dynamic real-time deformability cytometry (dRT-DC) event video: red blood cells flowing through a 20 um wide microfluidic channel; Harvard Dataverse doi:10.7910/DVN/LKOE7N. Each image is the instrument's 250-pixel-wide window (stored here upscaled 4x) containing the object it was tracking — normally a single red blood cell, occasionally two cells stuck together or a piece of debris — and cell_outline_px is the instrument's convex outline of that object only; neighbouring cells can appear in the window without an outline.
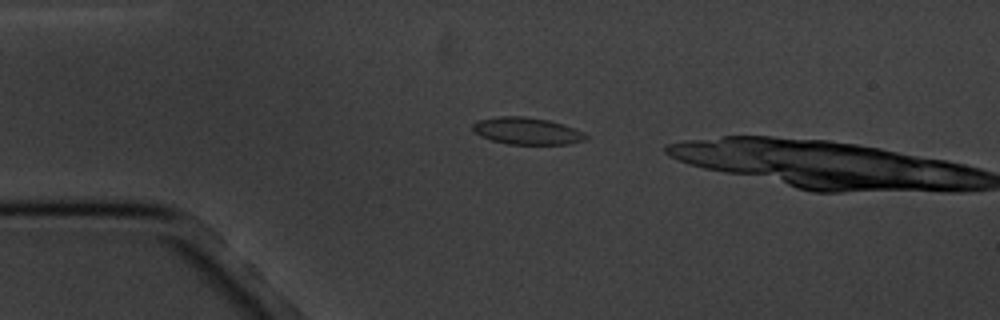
{"species": "common noctule bat (a hibernating species)", "species_latin": "Nyctalus noctula", "temperature_condition": "cold", "stored_images_in_passage": 2, "camera_frame_rate_fps": 3000, "um_per_image_px": 0.085, "animal": {"sex": "male", "body_mass_g": 20.1, "forearm_length_mm": 53.5}, "frame": {"image": 1, "passage_image": 1, "time_ms": 0.0, "image_size_px": [1000, 320], "cell_outline_px": [[588, 140], [568, 144], [508, 144], [492, 140], [480, 136], [472, 128], [472, 124], [476, 120], [500, 116], [524, 116], [548, 120], [584, 132], [588, 136]], "centroid_in_image_um": [44.78, 11.13], "position_along_channel_um": 40.2, "area_um2": 17.74}}